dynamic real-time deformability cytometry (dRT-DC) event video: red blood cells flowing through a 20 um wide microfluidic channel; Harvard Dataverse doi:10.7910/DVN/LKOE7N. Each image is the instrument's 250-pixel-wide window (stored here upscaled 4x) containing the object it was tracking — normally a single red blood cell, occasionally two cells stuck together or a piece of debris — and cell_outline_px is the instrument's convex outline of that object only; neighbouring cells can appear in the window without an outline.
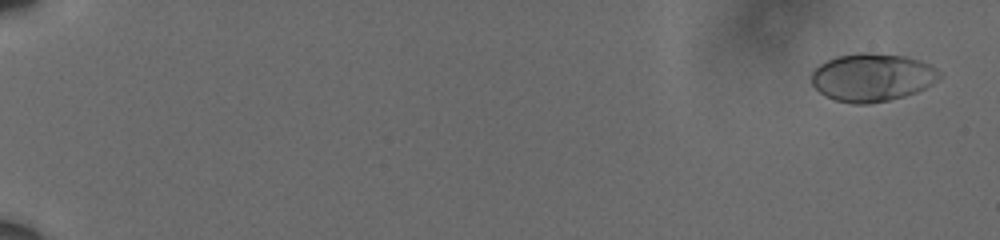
{"species": "human", "species_latin": "Homo sapiens", "temperature_condition": "cold", "stored_images_in_passage": 61, "camera_frame_rate_fps": 3000, "um_per_image_px": 0.085, "donor": {"sex": "male"}, "frame": {"image": 1, "passage_image": 3, "time_ms": 0.667, "image_size_px": [1000, 240], "cell_outline_px": [[940, 76], [932, 84], [916, 92], [904, 96], [888, 100], [868, 104], [852, 104], [836, 100], [824, 96], [812, 84], [812, 72], [820, 64], [836, 56], [860, 52], [872, 52], [904, 56], [920, 60], [936, 68], [940, 72]], "centroid_in_image_um": [74.12, 6.57], "position_along_channel_um": 10.9, "area_um2": 35.78}}
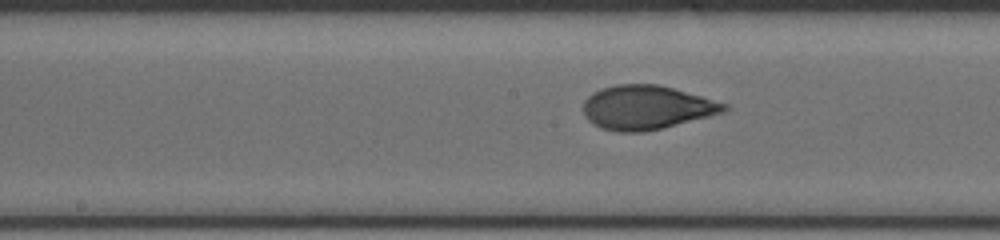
{"frame": {"image": 2, "passage_image": 35, "time_ms": 11.333, "image_size_px": [1000, 240], "cell_outline_px": [[728, 108], [724, 112], [664, 128], [644, 132], [616, 132], [600, 128], [588, 120], [584, 112], [584, 100], [592, 92], [600, 88], [616, 84], [656, 84], [672, 88], [728, 104]], "centroid_in_image_um": [54.92, 9.14], "position_along_channel_um": 193.3, "area_um2": 36.07}}
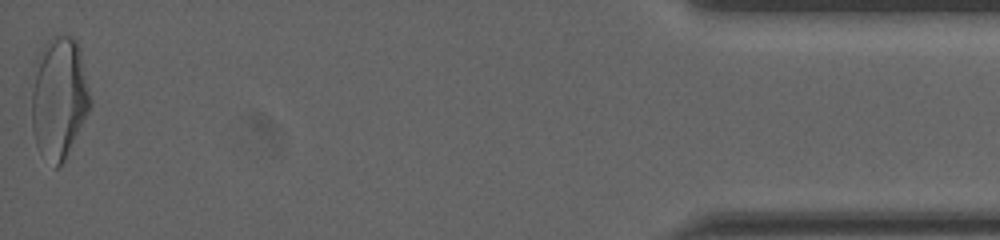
{"frame": {"image": 3, "passage_image": 61, "time_ms": 20.0, "image_size_px": [1000, 240], "cell_outline_px": [[92, 104], [64, 160], [56, 168], [36, 144], [32, 128], [32, 92], [36, 56], [40, 48], [52, 36], [72, 36], [76, 40], [80, 48], [92, 100]], "centroid_in_image_um": [5.02, 8.23], "position_along_channel_um": 430.2, "area_um2": 41.38}, "authors_computed_cell_mechanics": {"area_um2": 35.6048, "velocity_mm_per_s": 3.6108, "shape_relaxation_time_tau1_ms": 4.5943, "shape_relaxation_time_tau2_ms": null, "deformation_change_tau1": 0.1888, "deformation_change_tau2": null}}